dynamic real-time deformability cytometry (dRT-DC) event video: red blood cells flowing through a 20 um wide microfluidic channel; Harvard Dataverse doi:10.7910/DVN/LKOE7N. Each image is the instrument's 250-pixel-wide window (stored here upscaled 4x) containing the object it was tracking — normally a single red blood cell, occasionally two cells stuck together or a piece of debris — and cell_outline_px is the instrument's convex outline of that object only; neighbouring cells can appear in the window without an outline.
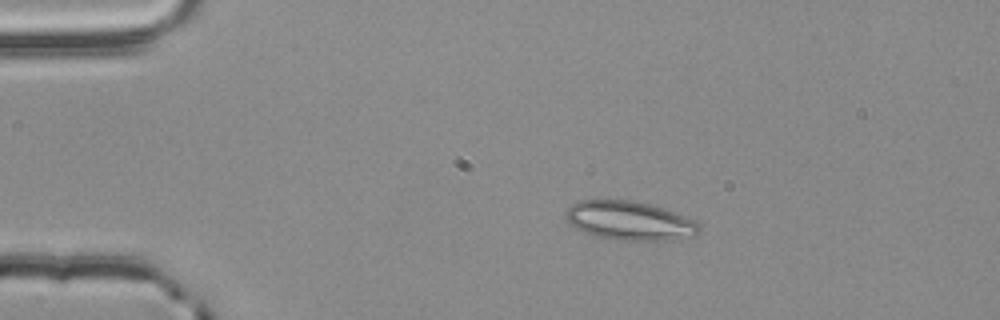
{"species": "common noctule bat (a hibernating species)", "species_latin": "Nyctalus noctula", "temperature_condition": "room temperature", "stored_images_in_passage": 55, "camera_frame_rate_fps": 3000, "um_per_image_px": 0.085, "animal": {"sex": "male", "body_mass_g": 20.4}, "frame": {"image": 1, "passage_image": 11, "time_ms": 3.333, "image_size_px": [1000, 320], "cell_outline_px": [[700, 228], [696, 236], [656, 240], [616, 240], [596, 236], [584, 232], [576, 228], [564, 216], [564, 212], [572, 204], [580, 200], [632, 200], [648, 204], [684, 216], [692, 220]], "centroid_in_image_um": [53.44, 18.76], "position_along_channel_um": 31.6, "area_um2": 29.71}}
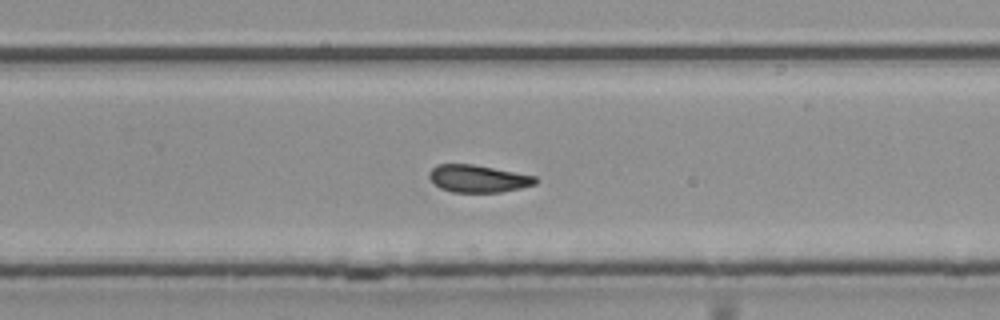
{"frame": {"image": 2, "passage_image": 36, "time_ms": 11.667, "image_size_px": [1000, 320], "cell_outline_px": [[536, 184], [520, 188], [500, 192], [452, 192], [440, 188], [428, 176], [428, 172], [436, 164], [472, 164], [536, 176]], "centroid_in_image_um": [40.61, 15.18], "position_along_channel_um": 289.2, "area_um2": 16.82}}
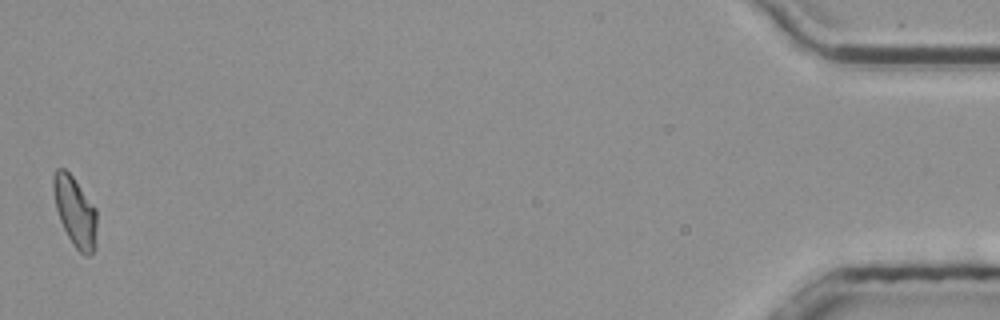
{"frame": {"image": 3, "passage_image": 55, "time_ms": 18.0, "image_size_px": [1000, 320], "cell_outline_px": [[96, 248], [88, 256], [84, 256], [72, 244], [60, 220], [56, 208], [52, 188], [52, 176], [56, 168], [64, 168], [72, 176], [96, 208]], "centroid_in_image_um": [6.37, 17.99], "position_along_channel_um": 428.8, "area_um2": 17.74}, "authors_computed_cell_mechanics": {"area_um2": 17.8602, "velocity_mm_per_s": 3.7765, "shape_relaxation_time_tau1_ms": 9.3585, "shape_relaxation_time_tau2_ms": 3.3872, "deformation_change_tau1": 0.1761, "deformation_change_tau2": 0.0923}}